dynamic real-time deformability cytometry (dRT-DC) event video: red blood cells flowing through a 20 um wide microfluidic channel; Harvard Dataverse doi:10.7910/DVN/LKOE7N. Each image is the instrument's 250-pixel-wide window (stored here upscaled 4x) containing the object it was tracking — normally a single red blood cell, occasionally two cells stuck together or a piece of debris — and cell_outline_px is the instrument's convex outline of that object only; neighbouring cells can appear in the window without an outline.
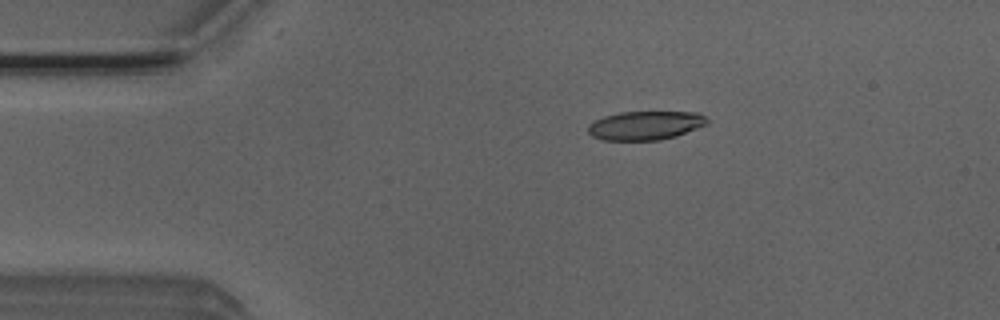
{"species": "Egyptian fruit bat (a non-hibernating species)", "species_latin": "Rousettus aegyptiacus", "temperature_condition": "room temperature", "stored_images_in_passage": 5, "camera_frame_rate_fps": 3000, "um_per_image_px": 0.085, "animal": {"sex": "male"}, "frame": {"image": 1, "passage_image": 5, "time_ms": 1.333, "image_size_px": [1000, 320], "cell_outline_px": [[708, 124], [676, 136], [660, 140], [604, 140], [592, 136], [588, 132], [588, 124], [604, 116], [620, 112], [696, 112], [704, 116], [708, 120]], "centroid_in_image_um": [54.85, 10.66], "position_along_channel_um": 30.1, "area_um2": 19.94}}